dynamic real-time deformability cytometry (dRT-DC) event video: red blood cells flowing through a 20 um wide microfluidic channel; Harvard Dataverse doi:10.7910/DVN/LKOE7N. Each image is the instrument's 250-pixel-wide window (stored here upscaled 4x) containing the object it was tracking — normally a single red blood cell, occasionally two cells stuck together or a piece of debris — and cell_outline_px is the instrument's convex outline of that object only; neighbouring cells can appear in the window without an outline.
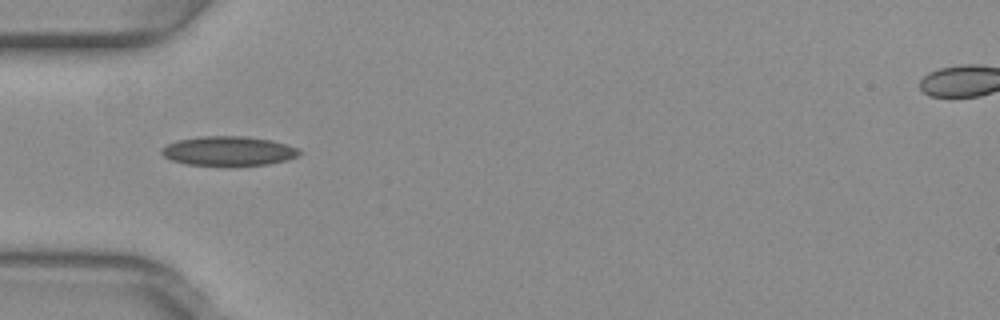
{"species": "common noctule bat (a hibernating species)", "species_latin": "Nyctalus noctula", "temperature_condition": "warm", "stored_images_in_passage": 34, "camera_frame_rate_fps": 3000, "um_per_image_px": 0.085, "animal": {"sex": "female", "body_mass_g": 29.2, "forearm_length_mm": 56.3}, "frame": {"image": 1, "passage_image": 1, "time_ms": 0.0, "image_size_px": [1000, 320], "cell_outline_px": [[300, 152], [296, 156], [284, 160], [268, 164], [232, 168], [184, 164], [172, 160], [164, 156], [160, 152], [160, 148], [176, 140], [200, 136], [248, 136], [272, 140], [300, 148]], "centroid_in_image_um": [19.39, 12.86], "position_along_channel_um": 65.6, "area_um2": 24.45}}
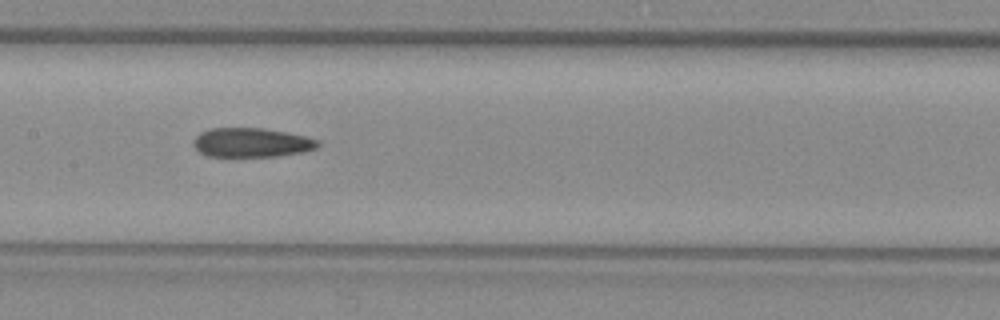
{"frame": {"image": 2, "passage_image": 10, "time_ms": 3.0, "image_size_px": [1000, 320], "cell_outline_px": [[320, 144], [316, 148], [304, 152], [276, 156], [208, 156], [200, 152], [192, 144], [192, 140], [200, 132], [208, 128], [264, 128], [288, 132], [320, 140]], "centroid_in_image_um": [21.38, 12.11], "position_along_channel_um": 186.0, "area_um2": 21.33}}
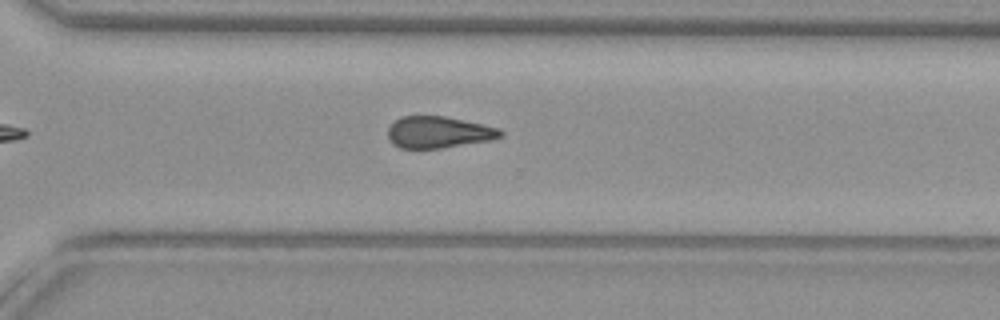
{"frame": {"image": 3, "passage_image": 21, "time_ms": 6.667, "image_size_px": [1000, 320], "cell_outline_px": [[504, 136], [492, 140], [440, 148], [400, 148], [392, 144], [388, 136], [388, 128], [400, 116], [444, 116], [484, 124], [500, 128], [504, 132]], "centroid_in_image_um": [37.31, 11.24], "position_along_channel_um": 333.3, "area_um2": 20.87}, "authors_computed_cell_mechanics": {"area_um2": 21.6461, "velocity_mm_per_s": 4.0281, "shape_relaxation_time_tau1_ms": null, "shape_relaxation_time_tau2_ms": 6.3115, "deformation_change_tau1": null, "deformation_change_tau2": 0.1571}}